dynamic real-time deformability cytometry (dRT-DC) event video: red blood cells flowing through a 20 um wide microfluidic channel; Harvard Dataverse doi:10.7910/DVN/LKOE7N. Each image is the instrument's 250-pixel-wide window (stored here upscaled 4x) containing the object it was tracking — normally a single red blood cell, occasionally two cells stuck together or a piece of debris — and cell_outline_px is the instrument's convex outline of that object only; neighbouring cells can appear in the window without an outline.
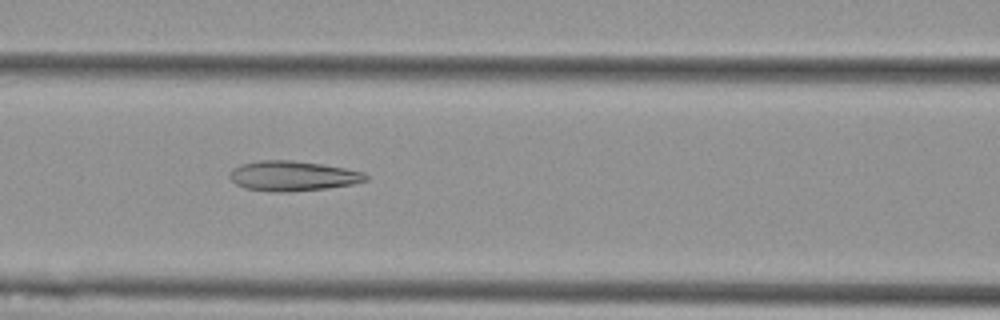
{"species": "Egyptian fruit bat (a non-hibernating species)", "species_latin": "Rousettus aegyptiacus", "temperature_condition": "cold", "stored_images_in_passage": 10, "camera_frame_rate_fps": 3000, "um_per_image_px": 0.085, "animal": {"sex": "female"}, "frame": {"image": 1, "passage_image": 7, "time_ms": 2.0, "image_size_px": [1000, 320], "cell_outline_px": [[368, 180], [352, 184], [328, 188], [288, 192], [272, 192], [244, 188], [236, 184], [232, 180], [232, 168], [240, 164], [256, 160], [292, 160], [320, 164], [344, 168], [364, 172], [368, 176]], "centroid_in_image_um": [24.88, 14.95], "position_along_channel_um": 141.7, "area_um2": 23.76}}
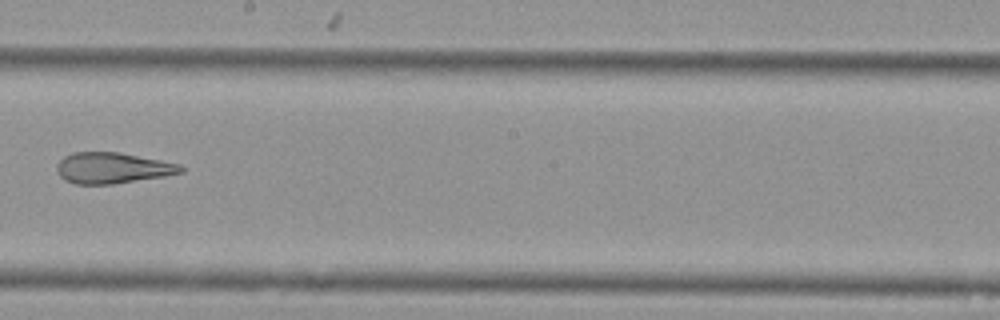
{"frame": {"image": 2, "passage_image": 9, "time_ms": 2.667, "image_size_px": [1000, 320], "cell_outline_px": [[184, 172], [164, 176], [112, 184], [76, 184], [64, 180], [60, 176], [56, 168], [56, 164], [64, 156], [72, 152], [116, 152], [160, 160], [180, 164], [184, 168]], "centroid_in_image_um": [9.53, 14.28], "position_along_channel_um": 238.7, "area_um2": 22.25}}
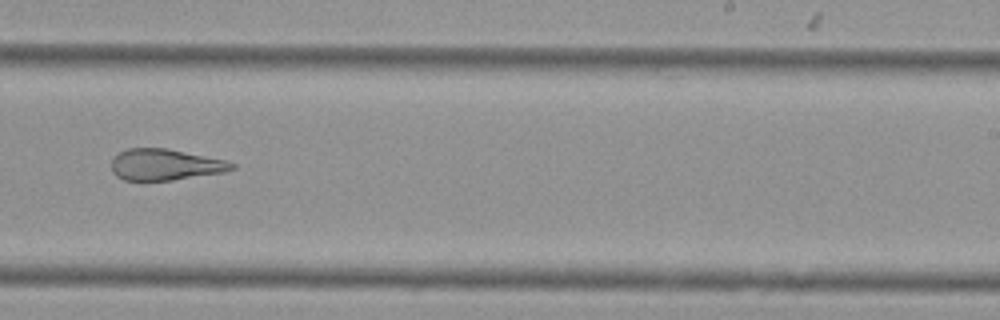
{"frame": {"image": 3, "passage_image": 10, "time_ms": 3.0, "image_size_px": [1000, 320], "cell_outline_px": [[236, 168], [224, 172], [172, 180], [124, 180], [116, 176], [112, 172], [112, 156], [128, 148], [168, 148], [228, 160], [236, 164]], "centroid_in_image_um": [14.06, 13.98], "position_along_channel_um": 274.9, "area_um2": 22.14}}